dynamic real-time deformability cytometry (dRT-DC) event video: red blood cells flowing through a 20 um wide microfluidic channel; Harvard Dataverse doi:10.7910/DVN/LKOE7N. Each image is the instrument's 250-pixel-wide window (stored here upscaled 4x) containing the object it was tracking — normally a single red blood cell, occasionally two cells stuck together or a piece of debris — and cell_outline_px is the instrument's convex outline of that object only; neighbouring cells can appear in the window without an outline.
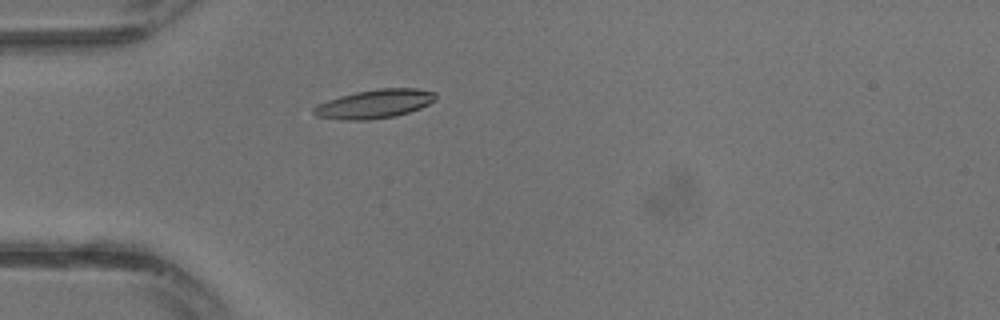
{"species": "common noctule bat (a hibernating species)", "species_latin": "Nyctalus noctula", "temperature_condition": "warm", "stored_images_in_passage": 30, "camera_frame_rate_fps": 3000, "um_per_image_px": 0.085, "animal": {"sex": "male", "body_mass_g": 13.3}, "frame": {"image": 1, "passage_image": 8, "time_ms": 2.333, "image_size_px": [1000, 320], "cell_outline_px": [[436, 100], [420, 108], [396, 116], [368, 120], [344, 120], [316, 116], [312, 112], [312, 108], [316, 104], [340, 96], [356, 92], [380, 88], [416, 88], [436, 92]], "centroid_in_image_um": [31.83, 8.83], "position_along_channel_um": 53.2, "area_um2": 20.52}}
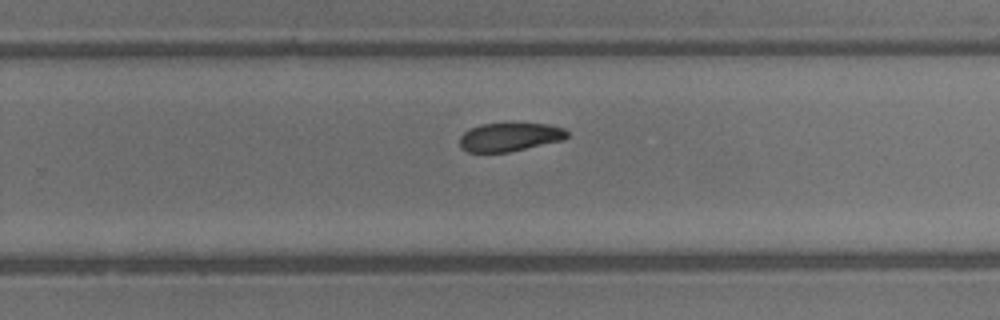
{"frame": {"image": 2, "passage_image": 19, "time_ms": 6.0, "image_size_px": [1000, 320], "cell_outline_px": [[568, 136], [564, 140], [508, 152], [468, 152], [460, 148], [460, 136], [468, 128], [480, 124], [504, 120], [512, 120], [548, 124], [564, 128], [568, 132]], "centroid_in_image_um": [43.32, 11.58], "position_along_channel_um": 286.5, "area_um2": 18.96}}
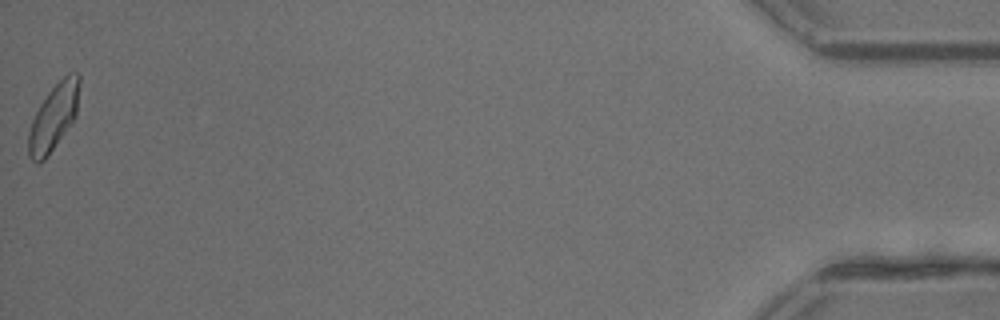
{"frame": {"image": 3, "passage_image": 30, "time_ms": 9.667, "image_size_px": [1000, 320], "cell_outline_px": [[80, 80], [76, 116], [48, 156], [40, 164], [36, 164], [28, 156], [28, 132], [32, 120], [40, 104], [48, 92], [68, 72], [76, 72], [80, 76]], "centroid_in_image_um": [4.55, 9.97], "position_along_channel_um": 430.7, "area_um2": 19.65}}